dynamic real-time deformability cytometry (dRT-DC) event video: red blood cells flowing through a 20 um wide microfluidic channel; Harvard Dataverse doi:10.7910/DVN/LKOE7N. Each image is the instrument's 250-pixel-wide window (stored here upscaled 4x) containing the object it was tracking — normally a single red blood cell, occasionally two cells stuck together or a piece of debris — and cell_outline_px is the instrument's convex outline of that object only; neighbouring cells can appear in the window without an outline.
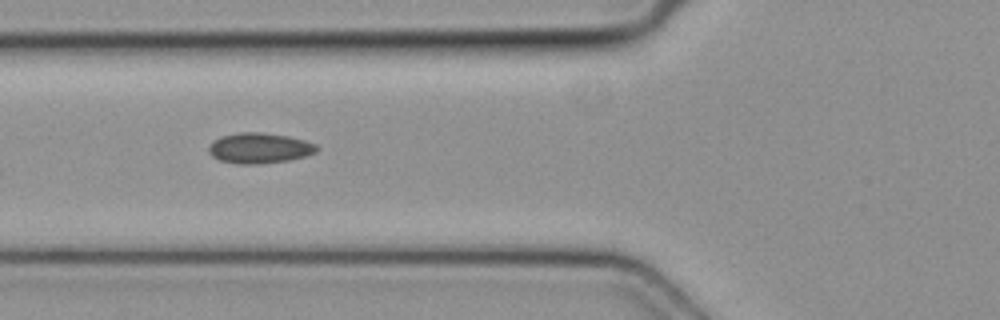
{"species": "common noctule bat (a hibernating species)", "species_latin": "Nyctalus noctula", "temperature_condition": "cold", "stored_images_in_passage": 7, "camera_frame_rate_fps": 3000, "um_per_image_px": 0.085, "animal": {"sex": "female", "body_mass_g": 19.3, "forearm_length_mm": 54.1}, "frame": {"image": 1, "passage_image": 5, "time_ms": 1.333, "image_size_px": [1000, 320], "cell_outline_px": [[320, 148], [316, 152], [304, 156], [288, 160], [256, 164], [240, 164], [220, 160], [212, 156], [208, 152], [208, 148], [220, 136], [240, 132], [264, 132], [288, 136], [304, 140], [316, 144]], "centroid_in_image_um": [22.07, 12.58], "position_along_channel_um": 103.7, "area_um2": 19.07}}
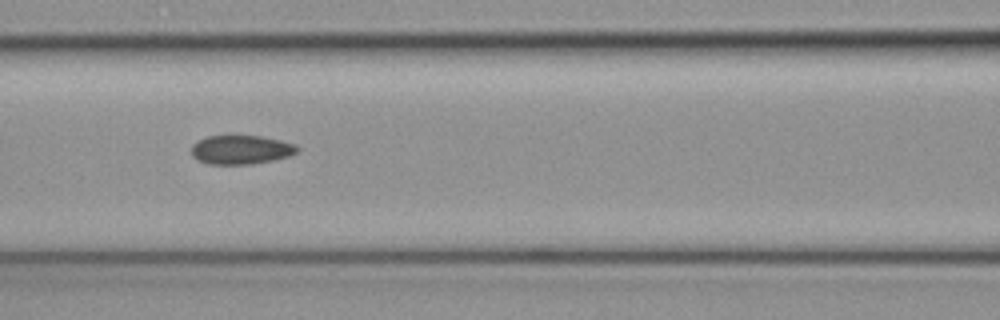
{"frame": {"image": 2, "passage_image": 6, "time_ms": 1.667, "image_size_px": [1000, 320], "cell_outline_px": [[300, 148], [296, 152], [288, 156], [272, 160], [252, 164], [208, 164], [196, 160], [192, 156], [192, 144], [208, 136], [260, 136], [280, 140], [296, 144]], "centroid_in_image_um": [20.48, 12.73], "position_along_channel_um": 146.1, "area_um2": 17.8}}
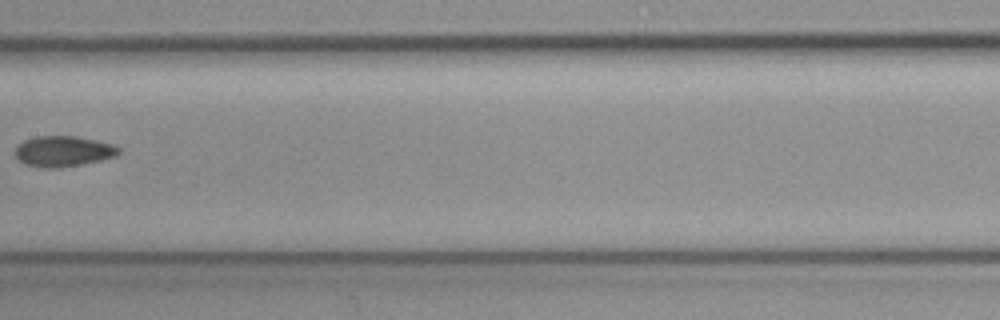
{"frame": {"image": 3, "passage_image": 7, "time_ms": 2.0, "image_size_px": [1000, 320], "cell_outline_px": [[120, 152], [116, 156], [84, 164], [56, 168], [40, 168], [24, 164], [16, 156], [16, 148], [24, 140], [36, 136], [76, 136], [112, 144], [120, 148]], "centroid_in_image_um": [5.38, 12.87], "position_along_channel_um": 202.0, "area_um2": 18.44}}